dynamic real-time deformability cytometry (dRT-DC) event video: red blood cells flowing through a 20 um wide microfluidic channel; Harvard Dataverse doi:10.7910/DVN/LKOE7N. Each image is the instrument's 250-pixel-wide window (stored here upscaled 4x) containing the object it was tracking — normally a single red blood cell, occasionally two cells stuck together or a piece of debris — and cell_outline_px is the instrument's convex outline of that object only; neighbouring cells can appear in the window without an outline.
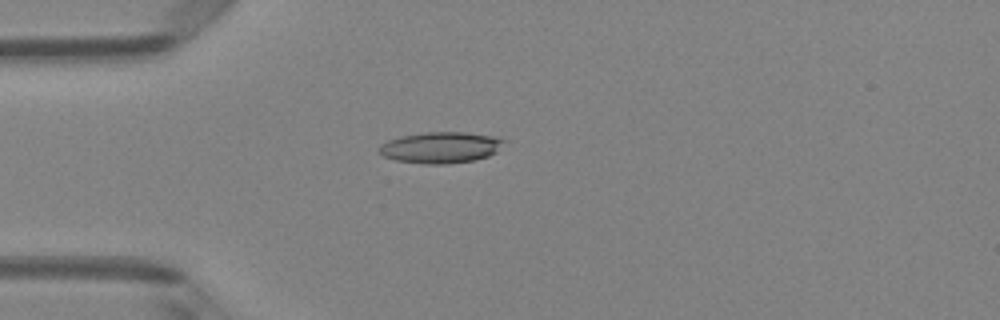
{"species": "Egyptian fruit bat (a non-hibernating species)", "species_latin": "Rousettus aegyptiacus", "temperature_condition": "room temperature", "stored_images_in_passage": 4, "camera_frame_rate_fps": 3000, "um_per_image_px": 0.085, "animal": {"sex": "female"}, "frame": {"image": 1, "passage_image": 3, "time_ms": 0.667, "image_size_px": [1000, 320], "cell_outline_px": [[504, 140], [496, 152], [488, 156], [476, 160], [444, 164], [424, 164], [396, 160], [384, 156], [376, 152], [376, 148], [380, 144], [388, 140], [400, 136], [424, 132], [468, 132], [492, 136]], "centroid_in_image_um": [37.38, 12.53], "position_along_channel_um": 47.6, "area_um2": 22.77}}